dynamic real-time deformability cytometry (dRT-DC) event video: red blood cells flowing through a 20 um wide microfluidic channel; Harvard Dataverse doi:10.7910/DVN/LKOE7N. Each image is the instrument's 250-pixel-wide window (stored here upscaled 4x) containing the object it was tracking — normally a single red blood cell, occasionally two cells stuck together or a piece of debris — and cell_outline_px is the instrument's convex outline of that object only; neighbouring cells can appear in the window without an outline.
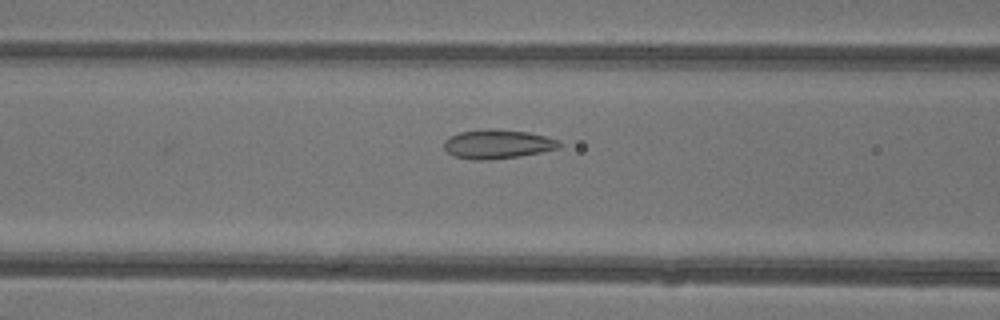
{"species": "common noctule bat (a hibernating species)", "species_latin": "Nyctalus noctula", "temperature_condition": "warm", "stored_images_in_passage": 28, "camera_frame_rate_fps": 3000, "um_per_image_px": 0.085, "animal": {"sex": "female"}, "frame": {"image": 1, "passage_image": 6, "time_ms": 1.667, "image_size_px": [1000, 320], "cell_outline_px": [[564, 144], [560, 148], [520, 156], [484, 160], [472, 160], [452, 156], [444, 148], [444, 140], [460, 132], [484, 128], [492, 128], [528, 132], [560, 140]], "centroid_in_image_um": [42.3, 12.24], "position_along_channel_um": 124.3, "area_um2": 19.71}}
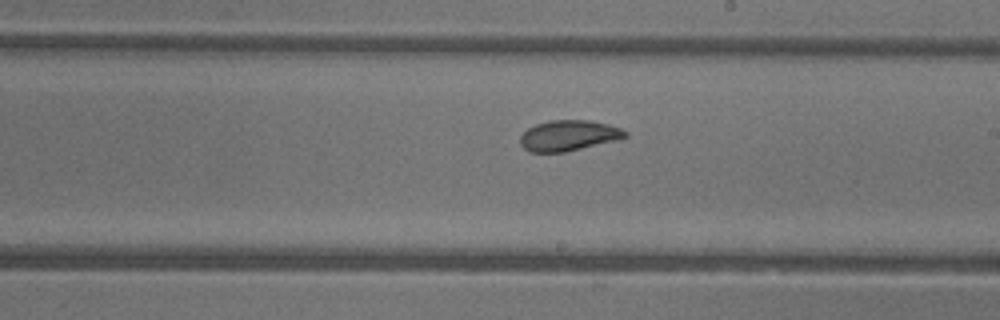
{"frame": {"image": 2, "passage_image": 14, "time_ms": 4.333, "image_size_px": [1000, 320], "cell_outline_px": [[628, 136], [616, 140], [564, 152], [528, 152], [520, 144], [520, 136], [528, 128], [536, 124], [548, 120], [592, 120], [608, 124], [620, 128], [628, 132]], "centroid_in_image_um": [48.32, 11.51], "position_along_channel_um": 240.7, "area_um2": 18.73}}
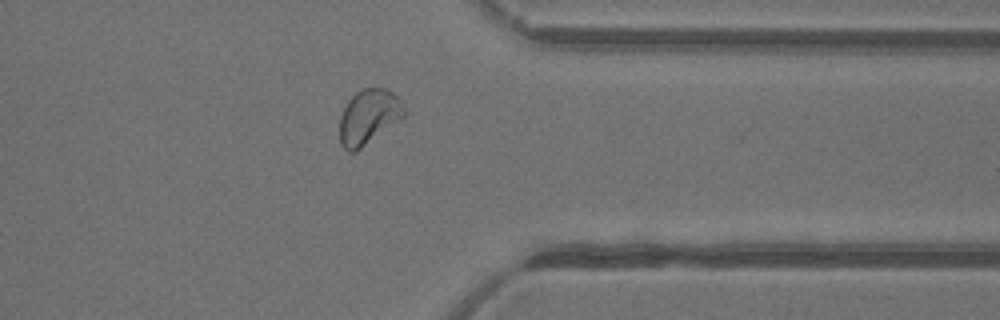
{"frame": {"image": 3, "passage_image": 24, "time_ms": 7.667, "image_size_px": [1000, 320], "cell_outline_px": [[404, 116], [356, 152], [348, 152], [340, 144], [340, 116], [348, 100], [360, 88], [384, 88], [392, 92], [404, 104]], "centroid_in_image_um": [31.31, 9.93], "position_along_channel_um": 380.1, "area_um2": 20.46}}